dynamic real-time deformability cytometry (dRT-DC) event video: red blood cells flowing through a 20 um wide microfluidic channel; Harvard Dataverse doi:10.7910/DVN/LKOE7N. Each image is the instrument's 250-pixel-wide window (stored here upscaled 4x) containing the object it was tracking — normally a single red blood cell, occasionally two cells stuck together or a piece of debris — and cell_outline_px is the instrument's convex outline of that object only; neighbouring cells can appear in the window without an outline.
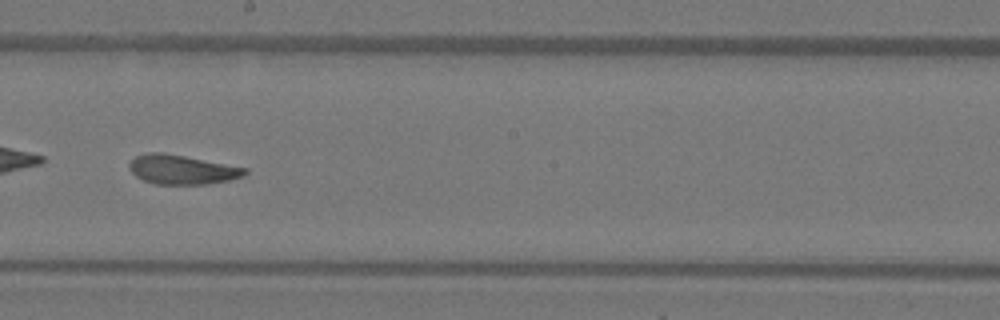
{"species": "Egyptian fruit bat (a non-hibernating species)", "species_latin": "Rousettus aegyptiacus", "temperature_condition": "warm", "stored_images_in_passage": 50, "camera_frame_rate_fps": 3000, "um_per_image_px": 0.085, "animal": {"sex": "female"}, "frame": {"image": 1, "passage_image": 29, "time_ms": 9.333, "image_size_px": [1000, 320], "cell_outline_px": [[248, 172], [244, 176], [228, 180], [204, 184], [152, 184], [136, 176], [128, 168], [128, 164], [136, 156], [148, 152], [164, 152], [248, 168]], "centroid_in_image_um": [15.46, 14.41], "position_along_channel_um": 232.7, "area_um2": 19.77}, "authors_computed_cell_mechanics": {"area_um2": 20.1722, "velocity_mm_per_s": 4.084, "shape_relaxation_time_tau1_ms": 7.6083, "shape_relaxation_time_tau2_ms": 0.6989, "deformation_change_tau1": 0.208, "deformation_change_tau2": 0.0577}}